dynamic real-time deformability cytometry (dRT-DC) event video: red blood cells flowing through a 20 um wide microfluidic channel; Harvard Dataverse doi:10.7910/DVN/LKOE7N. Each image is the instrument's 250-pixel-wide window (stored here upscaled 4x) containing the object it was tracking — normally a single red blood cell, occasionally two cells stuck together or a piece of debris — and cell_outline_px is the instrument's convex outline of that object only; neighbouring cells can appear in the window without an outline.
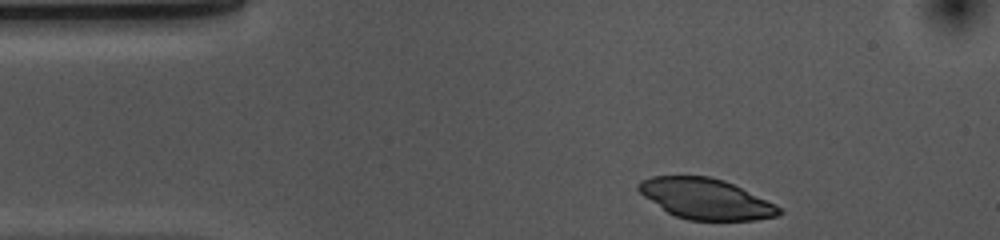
{"species": "common noctule bat (a hibernating species)", "species_latin": "Nyctalus noctula", "temperature_condition": "cold", "stored_images_in_passage": 36, "camera_frame_rate_fps": 3000, "um_per_image_px": 0.085, "animal": {"sex": "female", "body_mass_g": 10.0, "forearm_length_mm": 53.1}, "frame": {"image": 1, "passage_image": 1, "time_ms": 0.0, "image_size_px": [1000, 240], "cell_outline_px": [[784, 212], [776, 216], [756, 220], [688, 220], [676, 216], [668, 212], [644, 196], [636, 188], [636, 184], [652, 176], [708, 176], [724, 180], [776, 204]], "centroid_in_image_um": [60.01, 16.9], "position_along_channel_um": 25.0, "area_um2": 32.95}}